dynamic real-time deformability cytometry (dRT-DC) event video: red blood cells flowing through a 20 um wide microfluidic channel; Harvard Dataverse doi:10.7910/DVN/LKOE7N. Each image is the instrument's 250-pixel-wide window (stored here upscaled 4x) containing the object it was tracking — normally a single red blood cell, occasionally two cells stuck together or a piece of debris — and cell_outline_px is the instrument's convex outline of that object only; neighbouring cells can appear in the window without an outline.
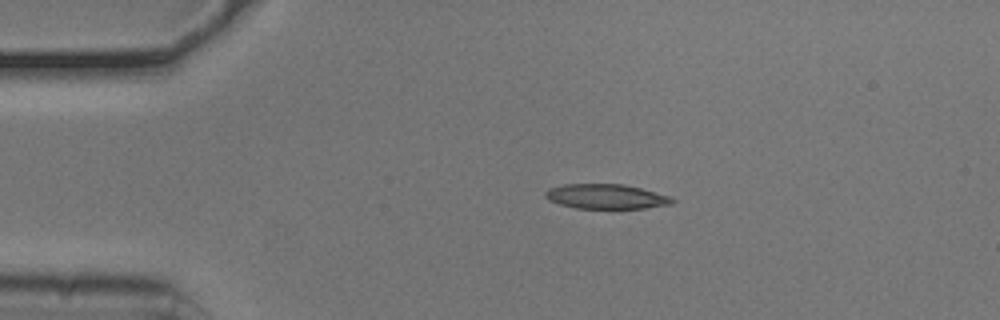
{"species": "common noctule bat (a hibernating species)", "species_latin": "Nyctalus noctula", "temperature_condition": "cold", "stored_images_in_passage": 7, "camera_frame_rate_fps": 3000, "um_per_image_px": 0.085, "animal": {"sex": "male", "body_mass_g": 20.5, "forearm_length_mm": 52.5}, "frame": {"image": 1, "passage_image": 1, "time_ms": 0.0, "image_size_px": [1000, 320], "cell_outline_px": [[676, 200], [672, 204], [644, 208], [576, 208], [560, 204], [548, 200], [544, 196], [544, 192], [548, 188], [564, 184], [624, 184], [640, 188], [668, 196]], "centroid_in_image_um": [51.47, 16.7], "position_along_channel_um": 33.5, "area_um2": 18.21}}